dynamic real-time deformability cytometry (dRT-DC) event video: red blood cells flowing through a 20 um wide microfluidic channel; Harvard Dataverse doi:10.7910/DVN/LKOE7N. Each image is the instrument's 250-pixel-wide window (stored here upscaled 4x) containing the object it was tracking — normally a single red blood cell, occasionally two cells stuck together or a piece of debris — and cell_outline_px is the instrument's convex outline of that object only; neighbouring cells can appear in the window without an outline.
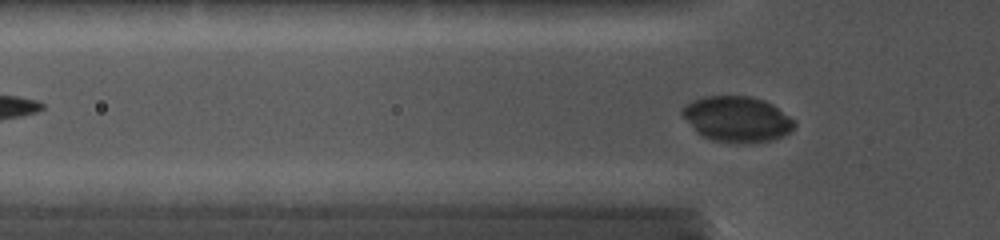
{"species": "common noctule bat (a hibernating species)", "species_latin": "Nyctalus noctula", "temperature_condition": "cold", "stored_images_in_passage": 71, "camera_frame_rate_fps": 5000, "um_per_image_px": 0.085, "animal": {"sex": "female", "body_mass_g": 19.0, "forearm_length_mm": 56.7}, "frame": {"image": 1, "passage_image": 25, "time_ms": 4.8, "image_size_px": [1000, 240], "cell_outline_px": [[796, 124], [784, 136], [772, 140], [716, 140], [704, 136], [696, 132], [680, 112], [680, 108], [684, 104], [692, 100], [704, 96], [752, 96], [764, 100], [772, 104], [796, 120]], "centroid_in_image_um": [62.63, 10.06], "position_along_channel_um": 63.2, "area_um2": 29.13}}
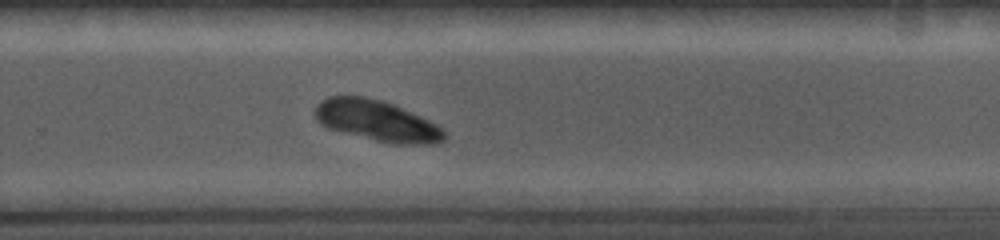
{"frame": {"image": 2, "passage_image": 54, "time_ms": 10.6, "image_size_px": [1000, 240], "cell_outline_px": [[448, 136], [444, 140], [436, 144], [392, 144], [328, 128], [320, 124], [316, 120], [316, 104], [320, 100], [328, 96], [364, 96], [396, 104], [444, 128], [448, 132]], "centroid_in_image_um": [32.08, 10.26], "position_along_channel_um": 297.7, "area_um2": 30.98}}
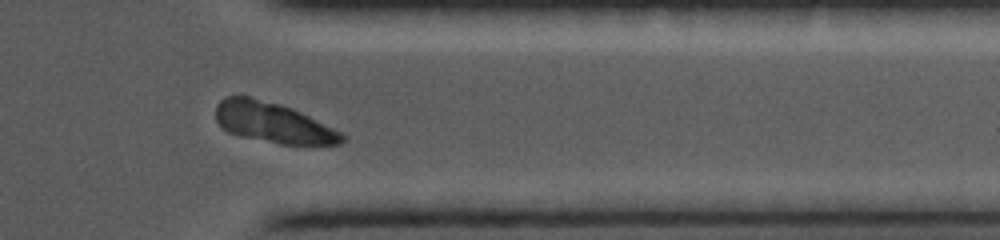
{"frame": {"image": 3, "passage_image": 65, "time_ms": 12.8, "image_size_px": [1000, 240], "cell_outline_px": [[348, 136], [340, 144], [280, 144], [240, 136], [228, 132], [216, 120], [216, 104], [224, 96], [248, 96], [280, 104], [292, 108], [344, 132]], "centroid_in_image_um": [23.24, 10.42], "position_along_channel_um": 388.2, "area_um2": 29.82}}